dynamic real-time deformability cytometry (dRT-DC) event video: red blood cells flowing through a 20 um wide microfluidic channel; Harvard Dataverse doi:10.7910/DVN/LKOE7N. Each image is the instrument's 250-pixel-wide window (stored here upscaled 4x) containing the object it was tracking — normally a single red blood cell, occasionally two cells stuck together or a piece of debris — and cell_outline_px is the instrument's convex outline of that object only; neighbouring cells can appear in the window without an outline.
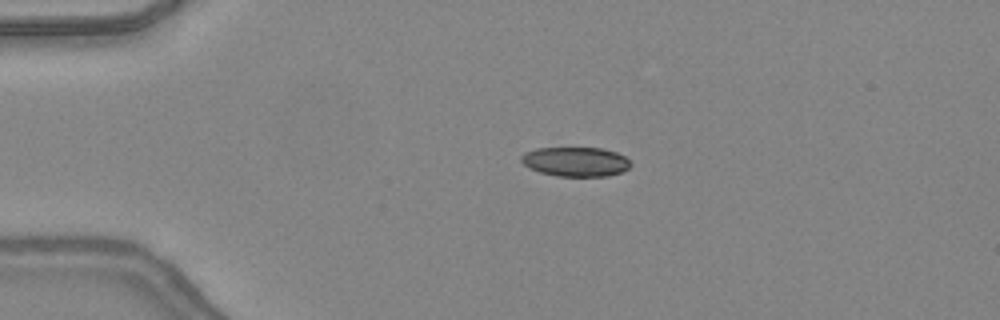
{"species": "common noctule bat (a hibernating species)", "species_latin": "Nyctalus noctula", "temperature_condition": "warm", "stored_images_in_passage": 47, "camera_frame_rate_fps": 3000, "um_per_image_px": 0.085, "animal": {"sex": "female", "body_mass_g": 24.6, "forearm_length_mm": 56.2}, "frame": {"image": 1, "passage_image": 11, "time_ms": 3.333, "image_size_px": [1000, 320], "cell_outline_px": [[632, 164], [624, 172], [608, 176], [556, 176], [540, 172], [528, 168], [520, 160], [520, 156], [524, 152], [536, 148], [600, 148], [616, 152], [624, 156]], "centroid_in_image_um": [48.91, 13.75], "position_along_channel_um": 36.1, "area_um2": 18.9}}
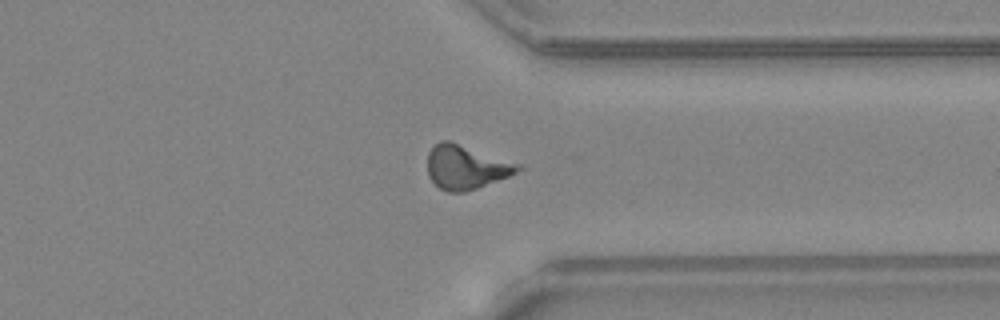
{"frame": {"image": 2, "passage_image": 37, "time_ms": 12.0, "image_size_px": [1000, 320], "cell_outline_px": [[524, 168], [508, 176], [476, 188], [464, 192], [448, 192], [440, 188], [428, 176], [428, 152], [440, 140], [448, 140], [520, 164]], "centroid_in_image_um": [39.59, 14.2], "position_along_channel_um": 371.8, "area_um2": 22.77}}
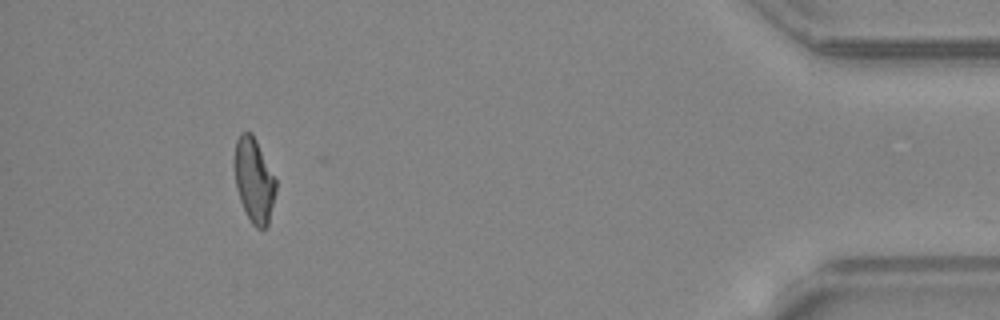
{"frame": {"image": 3, "passage_image": 44, "time_ms": 14.333, "image_size_px": [1000, 320], "cell_outline_px": [[276, 188], [268, 224], [264, 228], [256, 228], [252, 224], [240, 200], [236, 188], [236, 140], [240, 132], [252, 132], [276, 180]], "centroid_in_image_um": [21.6, 15.32], "position_along_channel_um": 413.6, "area_um2": 19.71}, "authors_computed_cell_mechanics": {"area_um2": 21.097, "velocity_mm_per_s": 4.3891, "shape_relaxation_time_tau1_ms": 6.3461, "shape_relaxation_time_tau2_ms": 6.0686, "deformation_change_tau1": 0.1865, "deformation_change_tau2": 0.1861}}